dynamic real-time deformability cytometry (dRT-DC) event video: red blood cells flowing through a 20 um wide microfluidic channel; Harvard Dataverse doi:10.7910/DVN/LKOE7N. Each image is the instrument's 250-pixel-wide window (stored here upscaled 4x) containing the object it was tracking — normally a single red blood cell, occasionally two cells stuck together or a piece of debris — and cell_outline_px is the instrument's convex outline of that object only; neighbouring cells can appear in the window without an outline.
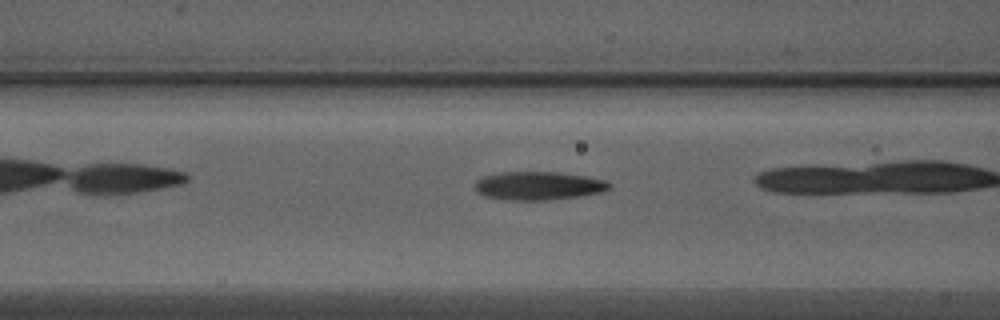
{"species": "Egyptian fruit bat (a non-hibernating species)", "species_latin": "Rousettus aegyptiacus", "temperature_condition": "warm", "stored_images_in_passage": 23, "camera_frame_rate_fps": 3000, "um_per_image_px": 0.085, "animal": {"sex": "male"}, "frame": {"image": 1, "passage_image": 4, "time_ms": 1.0, "image_size_px": [1000, 320], "cell_outline_px": [[612, 184], [608, 188], [600, 192], [576, 196], [544, 200], [504, 200], [484, 196], [476, 192], [476, 180], [484, 176], [500, 172], [560, 172], [588, 176], [608, 180]], "centroid_in_image_um": [45.76, 15.78], "position_along_channel_um": 120.8, "area_um2": 22.25}}
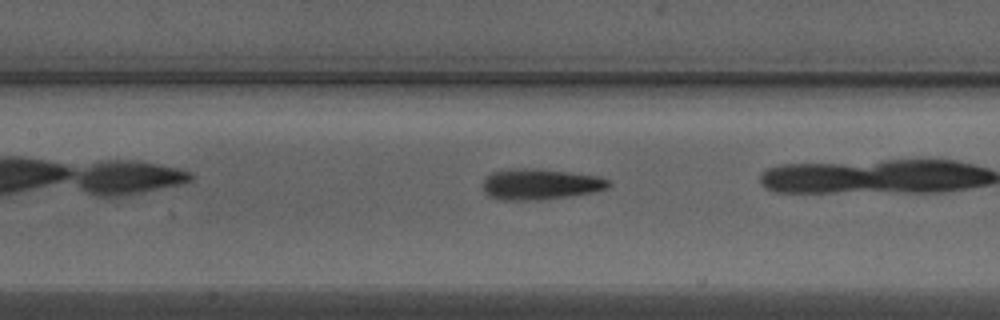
{"frame": {"image": 2, "passage_image": 7, "time_ms": 2.0, "image_size_px": [1000, 320], "cell_outline_px": [[612, 184], [608, 188], [592, 192], [536, 200], [500, 200], [488, 196], [484, 192], [480, 184], [484, 176], [492, 172], [508, 168], [536, 168], [600, 176], [608, 180]], "centroid_in_image_um": [45.83, 15.64], "position_along_channel_um": 161.6, "area_um2": 22.89}}